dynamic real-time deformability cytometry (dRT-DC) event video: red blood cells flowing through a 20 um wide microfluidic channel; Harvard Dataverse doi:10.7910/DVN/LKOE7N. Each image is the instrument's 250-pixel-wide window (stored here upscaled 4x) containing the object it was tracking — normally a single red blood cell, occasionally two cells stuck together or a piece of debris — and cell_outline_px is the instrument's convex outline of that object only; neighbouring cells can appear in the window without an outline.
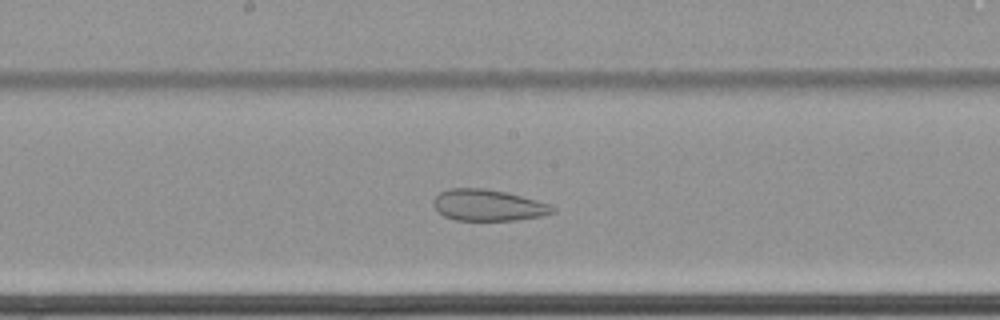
{"species": "common noctule bat (a hibernating species)", "species_latin": "Nyctalus noctula", "temperature_condition": "cold", "stored_images_in_passage": 49, "camera_frame_rate_fps": 3000, "um_per_image_px": 0.085, "animal": {"sex": "female", "body_mass_g": 22.7, "forearm_length_mm": 54.2}, "frame": {"image": 1, "passage_image": 22, "time_ms": 7.0, "image_size_px": [1000, 320], "cell_outline_px": [[556, 212], [544, 216], [516, 220], [456, 220], [444, 216], [432, 204], [432, 200], [440, 192], [448, 188], [484, 188], [504, 192], [552, 204], [556, 208]], "centroid_in_image_um": [41.52, 17.44], "position_along_channel_um": 206.7, "area_um2": 21.85}, "authors_computed_cell_mechanics": {"area_um2": 29.3046, "velocity_mm_per_s": 3.4333, "shape_relaxation_time_tau1_ms": null, "shape_relaxation_time_tau2_ms": 2.2724, "deformation_change_tau1": null, "deformation_change_tau2": 0.0781}}